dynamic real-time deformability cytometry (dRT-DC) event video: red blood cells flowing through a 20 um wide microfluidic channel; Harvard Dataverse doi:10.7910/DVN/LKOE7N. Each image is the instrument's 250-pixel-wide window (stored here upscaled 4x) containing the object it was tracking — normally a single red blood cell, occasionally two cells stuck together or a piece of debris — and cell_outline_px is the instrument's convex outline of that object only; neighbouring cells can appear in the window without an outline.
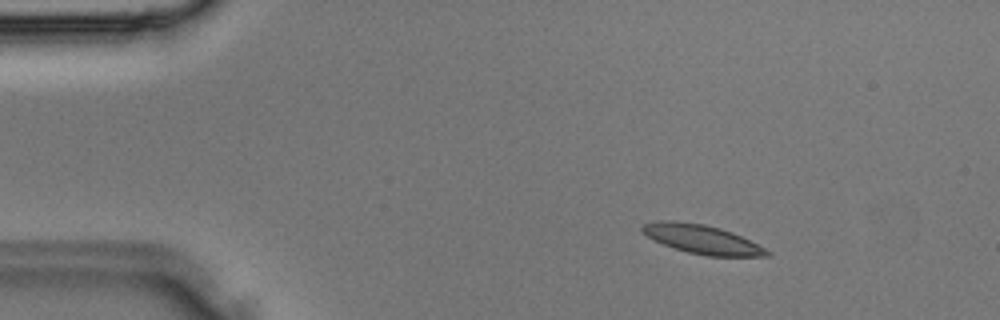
{"species": "Egyptian fruit bat (a non-hibernating species)", "species_latin": "Rousettus aegyptiacus", "temperature_condition": "room temperature", "stored_images_in_passage": 35, "camera_frame_rate_fps": 3000, "um_per_image_px": 0.085, "animal": {"sex": "male"}, "frame": {"image": 1, "passage_image": 5, "time_ms": 1.333, "image_size_px": [1000, 320], "cell_outline_px": [[772, 252], [768, 256], [708, 256], [688, 252], [664, 244], [648, 236], [640, 228], [644, 224], [656, 220], [672, 220], [704, 224], [720, 228], [732, 232]], "centroid_in_image_um": [59.67, 20.33], "position_along_channel_um": 25.3, "area_um2": 20.63}}
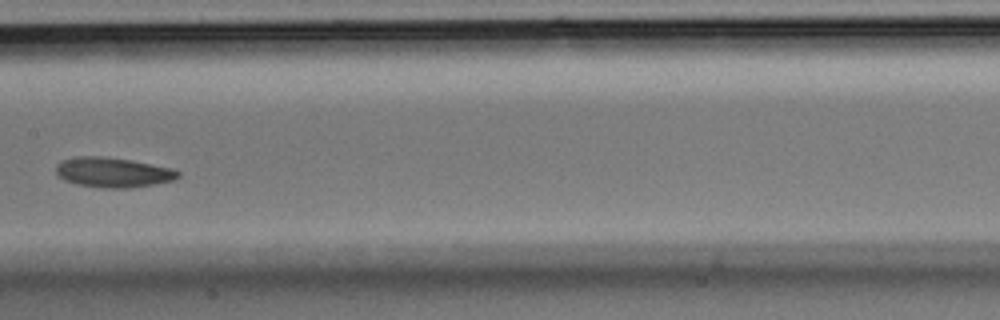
{"frame": {"image": 2, "passage_image": 18, "time_ms": 5.667, "image_size_px": [1000, 320], "cell_outline_px": [[180, 176], [172, 180], [152, 184], [128, 188], [108, 188], [76, 184], [64, 180], [56, 172], [56, 164], [64, 160], [76, 156], [100, 156], [128, 160], [172, 168], [180, 172]], "centroid_in_image_um": [9.58, 14.65], "position_along_channel_um": 197.8, "area_um2": 20.92}}
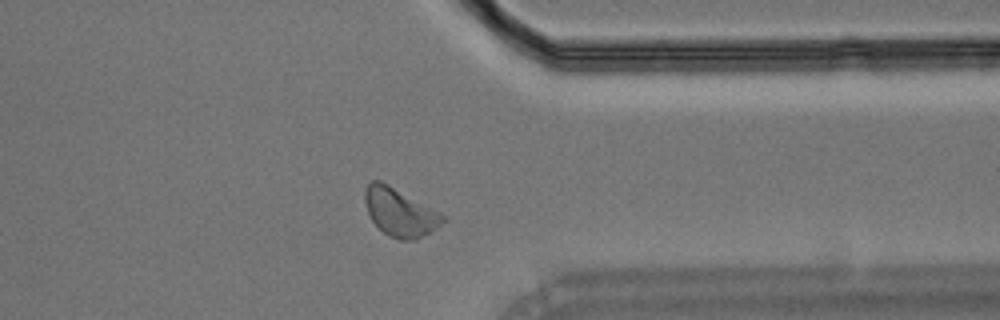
{"frame": {"image": 3, "passage_image": 28, "time_ms": 9.0, "image_size_px": [1000, 320], "cell_outline_px": [[448, 216], [440, 224], [416, 240], [400, 240], [384, 232], [372, 220], [368, 212], [364, 200], [364, 188], [372, 180], [380, 180], [388, 184]], "centroid_in_image_um": [33.98, 18.02], "position_along_channel_um": 377.4, "area_um2": 21.5}}